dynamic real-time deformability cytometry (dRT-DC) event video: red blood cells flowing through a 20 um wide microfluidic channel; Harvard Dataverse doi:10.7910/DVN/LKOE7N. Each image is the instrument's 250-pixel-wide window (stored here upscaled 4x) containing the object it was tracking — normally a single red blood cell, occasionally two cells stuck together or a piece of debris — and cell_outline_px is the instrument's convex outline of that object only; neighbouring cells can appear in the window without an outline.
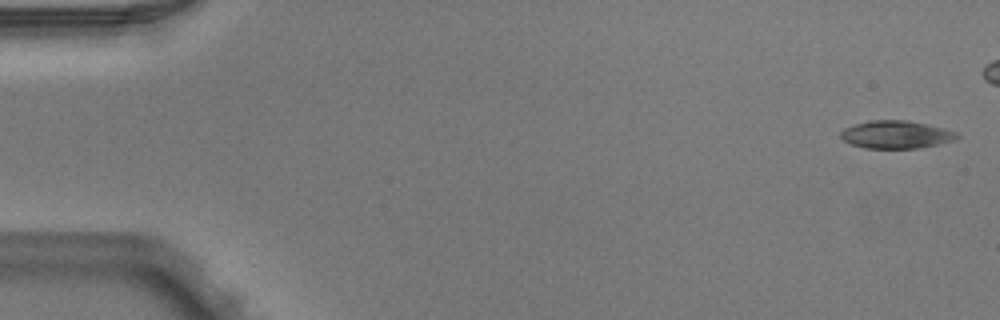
{"species": "Egyptian fruit bat (a non-hibernating species)", "species_latin": "Rousettus aegyptiacus", "temperature_condition": "warm", "stored_images_in_passage": 2, "segment_of_instrument_passage": [2, 2], "camera_frame_rate_fps": 3000, "um_per_image_px": 0.085, "animal": {"sex": "male"}, "frame": {"image": 1, "passage_image": 2, "time_ms": 0.333, "image_size_px": [1000, 320], "cell_outline_px": [[960, 136], [956, 140], [916, 148], [864, 148], [852, 144], [844, 140], [840, 136], [840, 132], [844, 128], [852, 124], [872, 120], [908, 120], [944, 128], [956, 132]], "centroid_in_image_um": [76.15, 11.43], "position_along_channel_um": 8.8, "area_um2": 18.79}}